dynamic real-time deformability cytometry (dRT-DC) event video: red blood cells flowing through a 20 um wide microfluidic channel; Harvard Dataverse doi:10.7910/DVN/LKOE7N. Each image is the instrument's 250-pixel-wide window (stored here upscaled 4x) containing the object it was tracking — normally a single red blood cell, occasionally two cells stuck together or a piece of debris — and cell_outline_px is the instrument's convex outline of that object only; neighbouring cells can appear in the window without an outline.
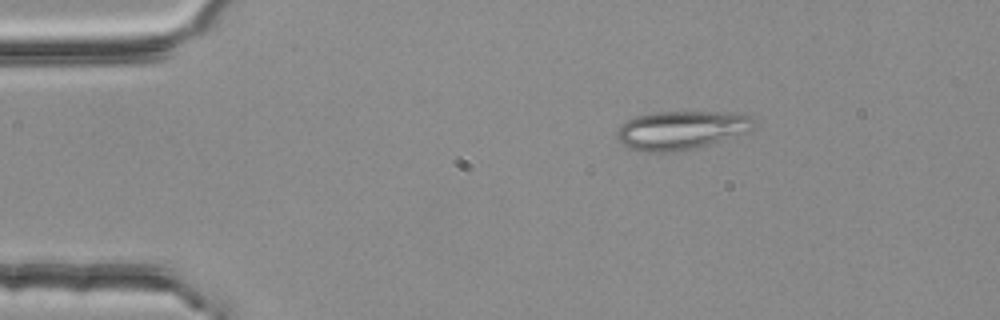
{"species": "common noctule bat (a hibernating species)", "species_latin": "Nyctalus noctula", "temperature_condition": "room temperature", "stored_images_in_passage": 46, "camera_frame_rate_fps": 3000, "um_per_image_px": 0.085, "animal": {"sex": "female", "body_mass_g": 25.1}, "frame": {"image": 1, "passage_image": 1, "time_ms": 0.0, "image_size_px": [1000, 320], "cell_outline_px": [[756, 124], [748, 132], [708, 144], [692, 148], [672, 152], [644, 152], [628, 148], [616, 136], [616, 132], [620, 124], [636, 116], [656, 112], [732, 112], [748, 116]], "centroid_in_image_um": [57.87, 11.06], "position_along_channel_um": 27.1, "area_um2": 30.58}}
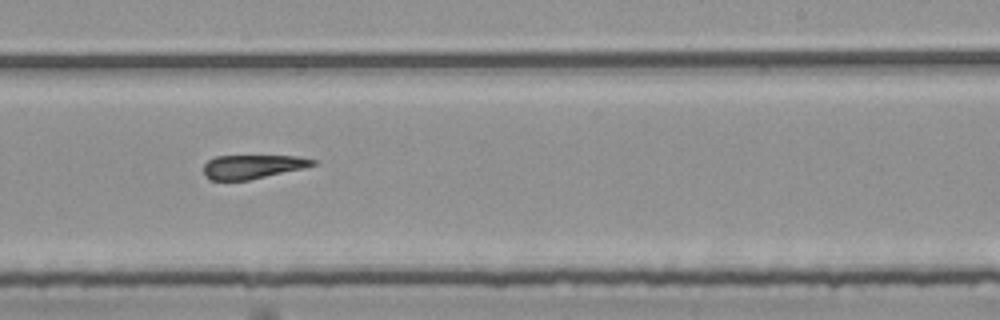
{"frame": {"image": 2, "passage_image": 25, "time_ms": 8.0, "image_size_px": [1000, 320], "cell_outline_px": [[316, 164], [304, 168], [248, 180], [212, 180], [204, 172], [204, 164], [208, 160], [216, 156], [300, 156], [316, 160]], "centroid_in_image_um": [21.5, 14.15], "position_along_channel_um": 267.5, "area_um2": 15.03}}
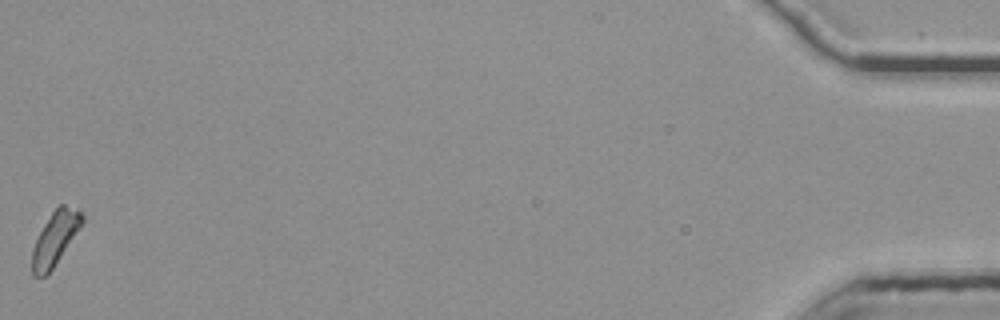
{"frame": {"image": 3, "passage_image": 46, "time_ms": 15.0, "image_size_px": [1000, 320], "cell_outline_px": [[84, 220], [80, 228], [52, 268], [44, 276], [32, 276], [32, 248], [44, 224], [52, 212], [60, 204], [64, 204], [76, 208], [84, 216]], "centroid_in_image_um": [4.68, 20.24], "position_along_channel_um": 430.5, "area_um2": 15.2}}